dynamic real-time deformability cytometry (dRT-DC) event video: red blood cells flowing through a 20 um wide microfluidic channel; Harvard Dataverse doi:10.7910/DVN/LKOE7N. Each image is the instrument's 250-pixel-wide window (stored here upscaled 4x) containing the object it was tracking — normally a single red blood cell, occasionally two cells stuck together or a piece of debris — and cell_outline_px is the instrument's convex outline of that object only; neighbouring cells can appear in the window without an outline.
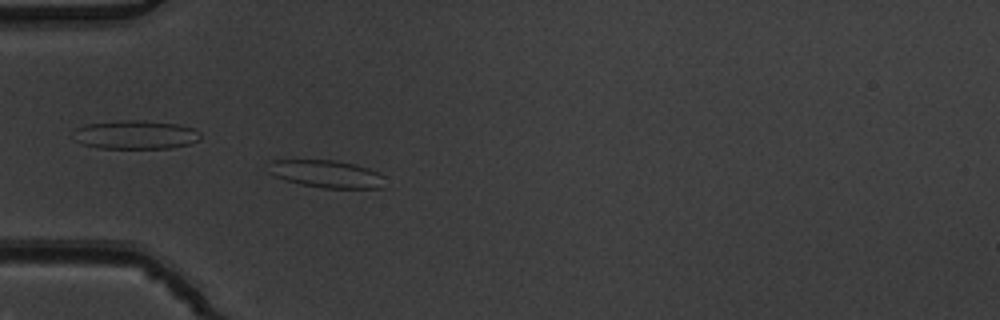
{"species": "common noctule bat (a hibernating species)", "species_latin": "Nyctalus noctula", "temperature_condition": "warm", "stored_images_in_passage": 6, "camera_frame_rate_fps": 3000, "um_per_image_px": 0.085, "animal": {"sex": "male", "body_mass_g": 19.5, "forearm_length_mm": 54.6}, "frame": {"image": 1, "passage_image": 6, "time_ms": 1.667, "image_size_px": [1000, 320], "cell_outline_px": [[384, 188], [324, 188], [300, 184], [284, 180], [272, 176], [268, 172], [272, 160], [336, 160], [356, 164], [380, 172], [384, 176]], "centroid_in_image_um": [27.77, 14.79], "position_along_channel_um": 57.2, "area_um2": 18.9}}